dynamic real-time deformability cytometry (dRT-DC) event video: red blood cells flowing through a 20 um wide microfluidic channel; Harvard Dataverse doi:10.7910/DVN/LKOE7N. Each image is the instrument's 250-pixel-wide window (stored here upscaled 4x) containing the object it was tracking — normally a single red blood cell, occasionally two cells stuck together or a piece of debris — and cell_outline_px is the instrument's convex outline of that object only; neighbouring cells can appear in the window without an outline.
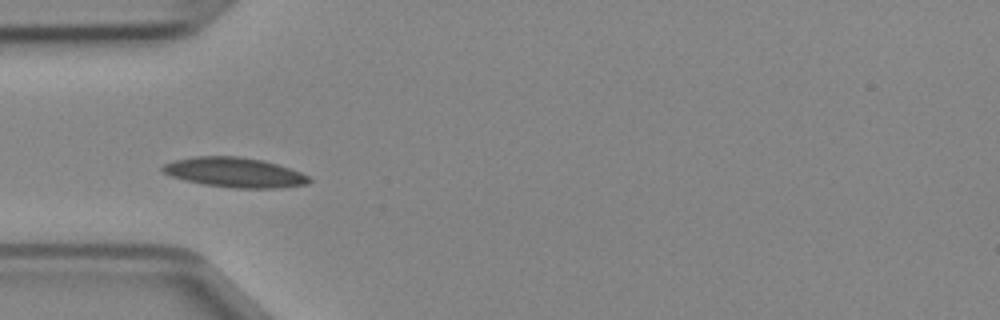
{"species": "Egyptian fruit bat (a non-hibernating species)", "species_latin": "Rousettus aegyptiacus", "temperature_condition": "cold", "stored_images_in_passage": 34, "camera_frame_rate_fps": 3000, "um_per_image_px": 0.085, "animal": {"sex": "female"}, "frame": {"image": 1, "passage_image": 1, "time_ms": 0.0, "image_size_px": [1000, 320], "cell_outline_px": [[312, 180], [308, 184], [276, 188], [232, 188], [204, 184], [184, 180], [172, 176], [164, 172], [160, 168], [164, 164], [176, 160], [196, 156], [240, 156], [260, 160], [276, 164], [300, 172], [308, 176]], "centroid_in_image_um": [19.94, 14.66], "position_along_channel_um": 65.1, "area_um2": 25.2}}
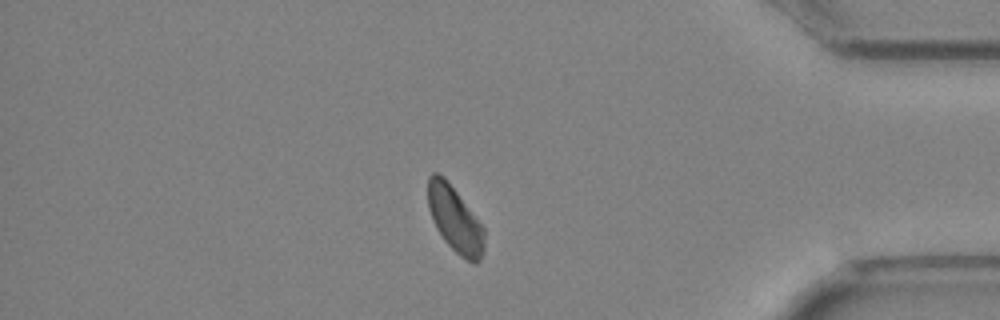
{"frame": {"image": 2, "passage_image": 27, "time_ms": 8.667, "image_size_px": [1000, 320], "cell_outline_px": [[484, 252], [480, 260], [476, 264], [472, 264], [460, 256], [444, 240], [436, 228], [432, 220], [428, 208], [428, 176], [432, 172], [436, 172], [444, 176], [484, 228]], "centroid_in_image_um": [38.66, 18.66], "position_along_channel_um": 396.5, "area_um2": 21.56}}
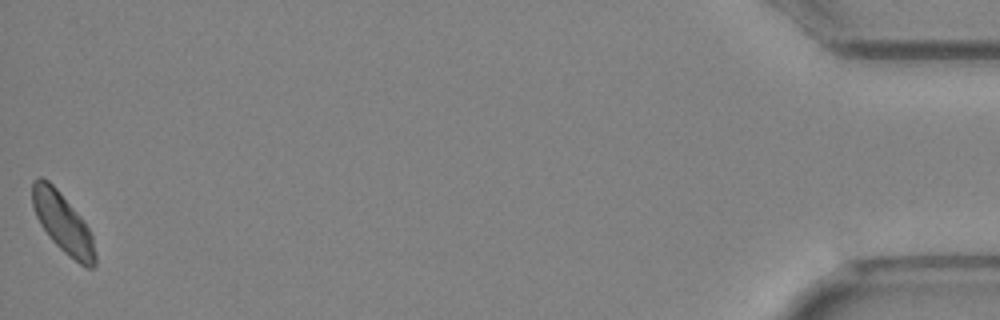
{"frame": {"image": 3, "passage_image": 34, "time_ms": 11.0, "image_size_px": [1000, 320], "cell_outline_px": [[96, 264], [92, 268], [88, 268], [80, 264], [68, 256], [48, 236], [40, 224], [36, 216], [32, 204], [32, 180], [36, 176], [40, 176], [48, 180], [60, 192], [84, 220], [92, 236], [96, 256]], "centroid_in_image_um": [5.33, 18.93], "position_along_channel_um": 429.9, "area_um2": 21.96}}